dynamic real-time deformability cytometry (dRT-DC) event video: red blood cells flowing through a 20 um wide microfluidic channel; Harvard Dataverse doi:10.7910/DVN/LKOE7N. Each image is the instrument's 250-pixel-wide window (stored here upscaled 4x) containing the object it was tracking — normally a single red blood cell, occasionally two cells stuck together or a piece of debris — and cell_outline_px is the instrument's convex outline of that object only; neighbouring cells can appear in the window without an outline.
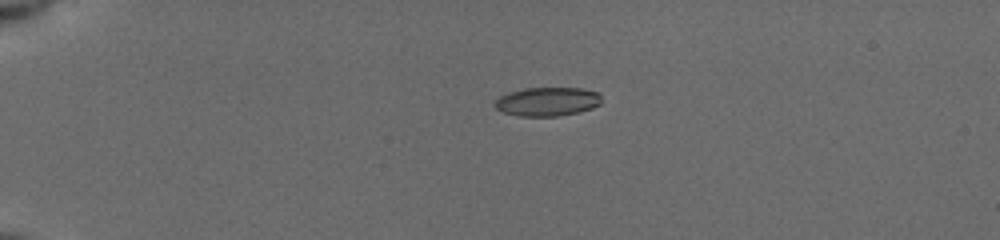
{"species": "common noctule bat (a hibernating species)", "species_latin": "Nyctalus noctula", "temperature_condition": "cold", "stored_images_in_passage": 32, "camera_frame_rate_fps": 3000, "um_per_image_px": 0.085, "animal": {"sex": "female", "body_mass_g": 19.5, "forearm_length_mm": 54.1}, "frame": {"image": 1, "passage_image": 1, "time_ms": 0.0, "image_size_px": [1000, 240], "cell_outline_px": [[600, 104], [592, 108], [580, 112], [556, 116], [520, 116], [504, 112], [496, 108], [496, 100], [500, 96], [508, 92], [524, 88], [580, 88], [600, 92]], "centroid_in_image_um": [46.55, 8.63], "position_along_channel_um": 38.4, "area_um2": 17.86}}
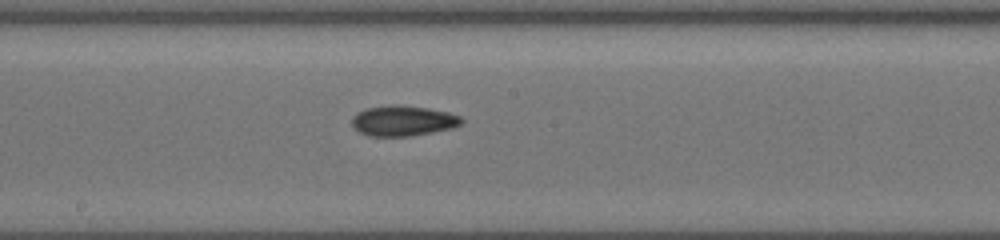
{"frame": {"image": 2, "passage_image": 19, "time_ms": 6.0, "image_size_px": [1000, 240], "cell_outline_px": [[464, 120], [460, 124], [452, 128], [412, 136], [372, 136], [360, 132], [352, 128], [352, 116], [356, 112], [368, 108], [392, 104], [400, 104], [428, 108], [448, 112], [460, 116]], "centroid_in_image_um": [34.24, 10.26], "position_along_channel_um": 214.0, "area_um2": 19.54}}
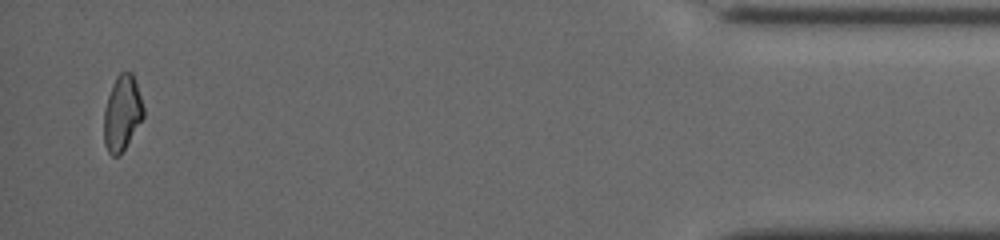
{"frame": {"image": 3, "passage_image": 32, "time_ms": 13.0, "image_size_px": [1000, 240], "cell_outline_px": [[144, 116], [120, 156], [112, 156], [108, 152], [104, 144], [104, 108], [112, 84], [116, 76], [120, 72], [132, 72], [144, 108]], "centroid_in_image_um": [10.36, 9.63], "position_along_channel_um": 424.8, "area_um2": 17.28}, "authors_computed_cell_mechanics": {"area_um2": 18.6694, "velocity_mm_per_s": 3.9477, "shape_relaxation_time_tau1_ms": 10.924, "shape_relaxation_time_tau2_ms": 9.5613, "deformation_change_tau1": 0.1731, "deformation_change_tau2": 0.1585}}